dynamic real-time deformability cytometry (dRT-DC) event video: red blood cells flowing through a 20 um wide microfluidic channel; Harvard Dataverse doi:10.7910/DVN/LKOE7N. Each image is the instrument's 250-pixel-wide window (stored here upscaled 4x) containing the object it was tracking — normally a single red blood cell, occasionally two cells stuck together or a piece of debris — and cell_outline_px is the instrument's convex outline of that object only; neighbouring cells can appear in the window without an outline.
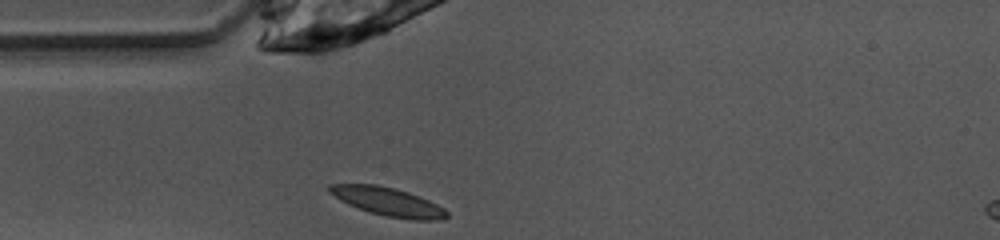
{"species": "common noctule bat (a hibernating species)", "species_latin": "Nyctalus noctula", "temperature_condition": "warm", "stored_images_in_passage": 29, "camera_frame_rate_fps": 3000, "um_per_image_px": 0.085, "animal": {"sex": "female", "body_mass_g": 10.0, "forearm_length_mm": 53.1}, "frame": {"image": 1, "passage_image": 1, "time_ms": 0.0, "image_size_px": [1000, 240], "cell_outline_px": [[448, 216], [440, 220], [412, 220], [384, 216], [368, 212], [348, 204], [340, 200], [328, 192], [328, 184], [376, 184], [396, 188], [408, 192], [428, 200], [444, 208], [448, 212]], "centroid_in_image_um": [32.96, 17.14], "position_along_channel_um": 52.0, "area_um2": 19.54}}
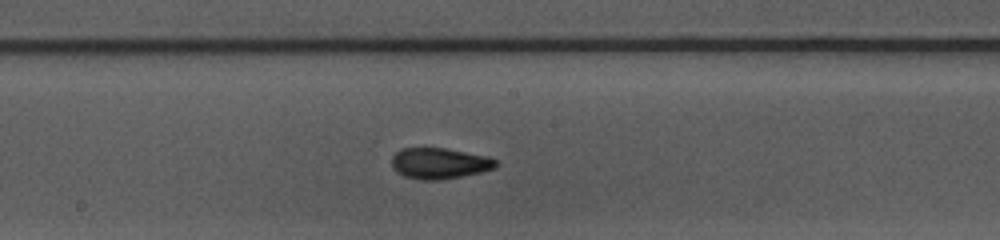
{"frame": {"image": 2, "passage_image": 13, "time_ms": 4.0, "image_size_px": [1000, 240], "cell_outline_px": [[496, 168], [480, 172], [440, 180], [420, 180], [404, 176], [396, 172], [392, 168], [392, 156], [400, 148], [444, 148], [488, 156], [496, 160]], "centroid_in_image_um": [37.32, 13.88], "position_along_channel_um": 210.9, "area_um2": 18.79}}
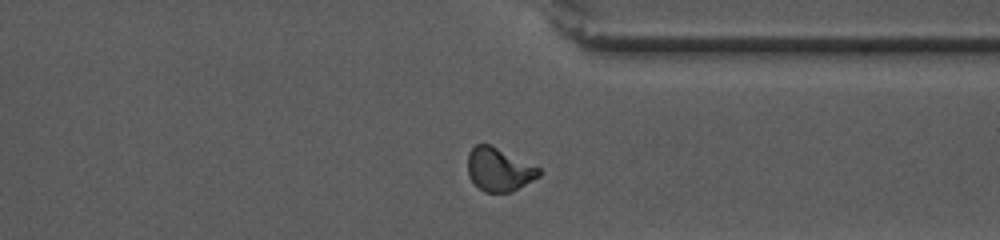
{"frame": {"image": 3, "passage_image": 25, "time_ms": 8.0, "image_size_px": [1000, 240], "cell_outline_px": [[540, 176], [512, 192], [484, 192], [468, 176], [468, 152], [476, 144], [488, 144], [540, 168]], "centroid_in_image_um": [42.4, 14.42], "position_along_channel_um": 369.0, "area_um2": 17.69}, "authors_computed_cell_mechanics": {"area_um2": 18.0914, "velocity_mm_per_s": 4.0179, "shape_relaxation_time_tau1_ms": 9.619, "shape_relaxation_time_tau2_ms": 1.4229, "deformation_change_tau1": 0.2301, "deformation_change_tau2": 0.0652}}